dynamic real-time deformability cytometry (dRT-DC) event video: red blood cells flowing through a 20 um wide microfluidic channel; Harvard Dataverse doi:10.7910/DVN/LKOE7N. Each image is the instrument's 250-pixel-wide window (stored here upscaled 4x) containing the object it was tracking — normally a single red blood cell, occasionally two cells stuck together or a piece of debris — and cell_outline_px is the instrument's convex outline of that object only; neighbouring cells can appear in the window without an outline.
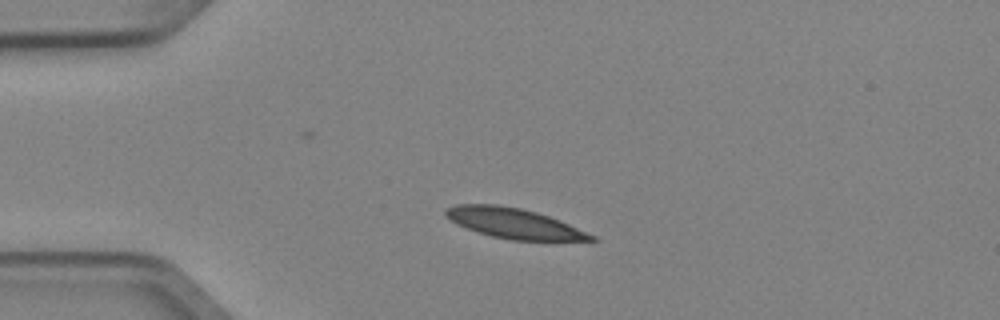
{"species": "Egyptian fruit bat (a non-hibernating species)", "species_latin": "Rousettus aegyptiacus", "temperature_condition": "cold", "stored_images_in_passage": 4, "camera_frame_rate_fps": 3000, "um_per_image_px": 0.085, "animal": {"sex": "female"}, "frame": {"image": 1, "passage_image": 2, "time_ms": 0.333, "image_size_px": [1000, 320], "cell_outline_px": [[600, 240], [512, 240], [492, 236], [456, 224], [444, 216], [444, 208], [456, 204], [496, 204], [520, 208], [536, 212], [560, 220], [596, 236]], "centroid_in_image_um": [43.65, 18.97], "position_along_channel_um": 41.4, "area_um2": 25.43}}
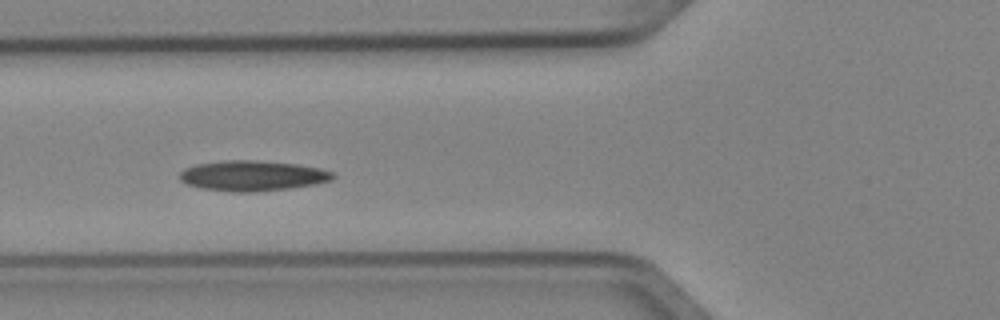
{"frame": {"image": 2, "passage_image": 4, "time_ms": 1.0, "image_size_px": [1000, 320], "cell_outline_px": [[336, 176], [332, 180], [316, 184], [288, 188], [256, 192], [232, 192], [200, 188], [188, 184], [180, 180], [180, 172], [184, 168], [196, 164], [224, 160], [252, 160], [296, 164], [320, 168], [332, 172]], "centroid_in_image_um": [21.45, 14.94], "position_along_channel_um": 104.3, "area_um2": 27.11}}